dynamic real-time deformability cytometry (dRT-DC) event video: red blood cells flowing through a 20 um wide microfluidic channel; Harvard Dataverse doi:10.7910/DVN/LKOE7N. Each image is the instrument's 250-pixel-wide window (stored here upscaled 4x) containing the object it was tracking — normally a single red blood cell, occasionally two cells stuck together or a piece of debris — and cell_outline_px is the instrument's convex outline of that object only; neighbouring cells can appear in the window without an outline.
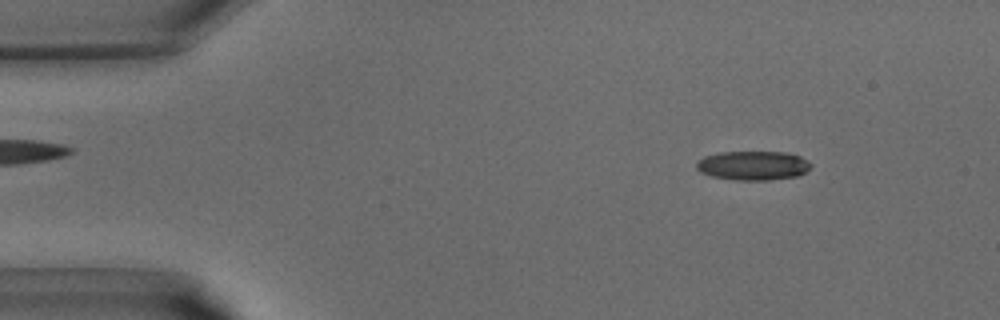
{"species": "common noctule bat (a hibernating species)", "species_latin": "Nyctalus noctula", "temperature_condition": "warm", "stored_images_in_passage": 39, "camera_frame_rate_fps": 3000, "um_per_image_px": 0.085, "animal": {"sex": "male", "body_mass_g": 15.6}, "frame": {"image": 1, "passage_image": 4, "time_ms": 1.0, "image_size_px": [1000, 320], "cell_outline_px": [[812, 164], [800, 176], [768, 180], [736, 180], [712, 176], [700, 172], [696, 168], [696, 164], [704, 156], [720, 152], [784, 152], [800, 156], [808, 160]], "centroid_in_image_um": [64.02, 14.07], "position_along_channel_um": 21.0, "area_um2": 19.42}}
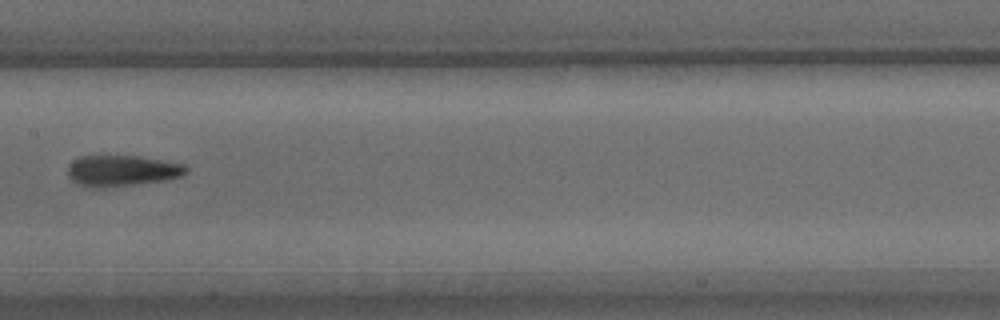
{"frame": {"image": 2, "passage_image": 19, "time_ms": 6.0, "image_size_px": [1000, 320], "cell_outline_px": [[188, 172], [180, 176], [164, 180], [104, 188], [92, 188], [76, 184], [68, 176], [68, 168], [72, 160], [80, 156], [140, 156], [184, 164], [188, 168]], "centroid_in_image_um": [10.34, 14.51], "position_along_channel_um": 197.1, "area_um2": 21.44}}
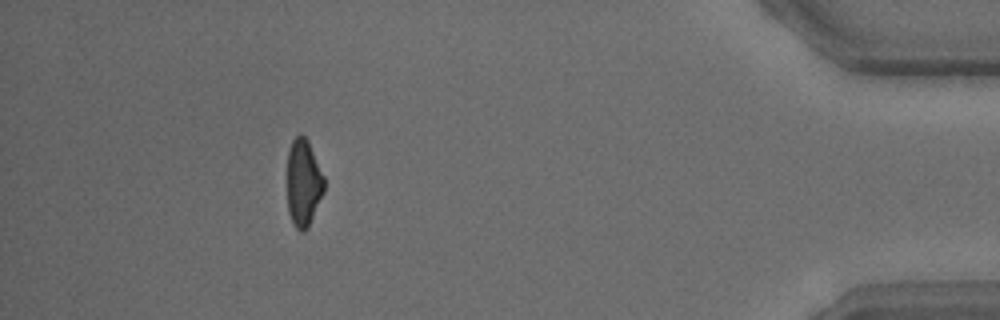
{"frame": {"image": 3, "passage_image": 35, "time_ms": 11.333, "image_size_px": [1000, 320], "cell_outline_px": [[324, 192], [308, 228], [304, 232], [300, 232], [296, 228], [288, 212], [288, 148], [292, 140], [300, 132], [308, 140], [324, 176]], "centroid_in_image_um": [25.8, 15.53], "position_along_channel_um": 409.4, "area_um2": 18.84}}